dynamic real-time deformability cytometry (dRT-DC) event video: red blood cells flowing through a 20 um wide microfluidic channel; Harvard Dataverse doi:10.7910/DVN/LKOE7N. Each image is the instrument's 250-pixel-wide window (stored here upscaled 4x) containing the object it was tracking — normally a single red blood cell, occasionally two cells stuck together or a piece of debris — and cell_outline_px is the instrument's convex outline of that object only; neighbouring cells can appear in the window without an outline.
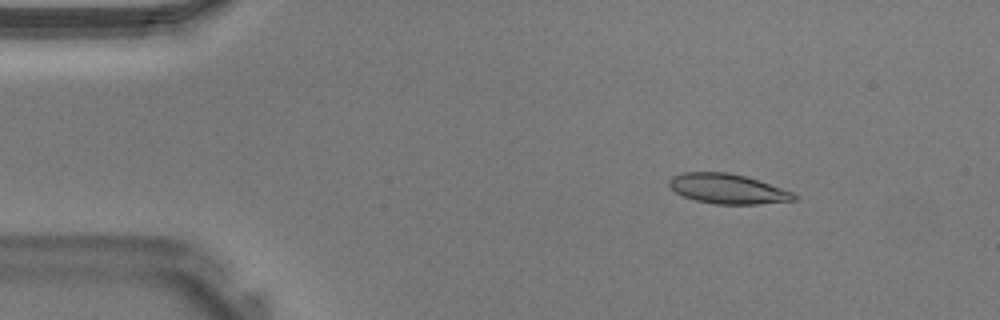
{"species": "Egyptian fruit bat (a non-hibernating species)", "species_latin": "Rousettus aegyptiacus", "temperature_condition": "warm", "stored_images_in_passage": 41, "camera_frame_rate_fps": 3000, "um_per_image_px": 0.085, "animal": {"sex": "male"}, "frame": {"image": 1, "passage_image": 6, "time_ms": 1.667, "image_size_px": [1000, 320], "cell_outline_px": [[800, 196], [796, 200], [760, 204], [716, 204], [696, 200], [684, 196], [676, 192], [668, 184], [668, 180], [672, 176], [684, 172], [728, 172], [744, 176], [792, 192]], "centroid_in_image_um": [61.84, 16.05], "position_along_channel_um": 23.2, "area_um2": 21.5}}
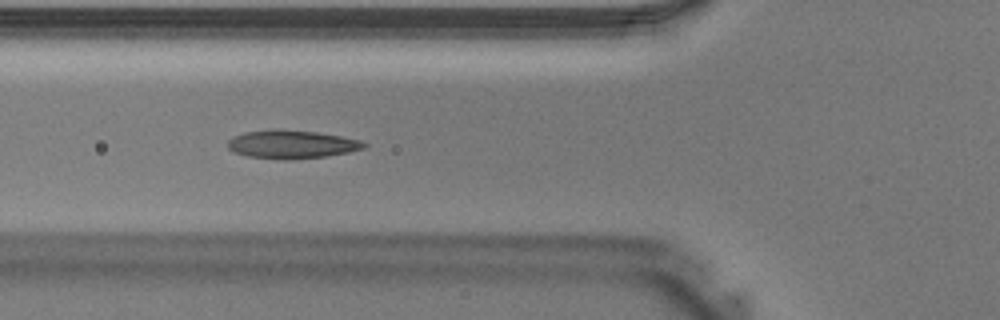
{"frame": {"image": 2, "passage_image": 15, "time_ms": 4.667, "image_size_px": [1000, 320], "cell_outline_px": [[368, 144], [364, 148], [348, 152], [324, 156], [288, 160], [284, 160], [248, 156], [236, 152], [228, 148], [228, 140], [232, 136], [244, 132], [272, 128], [276, 128], [316, 132], [340, 136], [360, 140]], "centroid_in_image_um": [24.76, 12.25], "position_along_channel_um": 101.0, "area_um2": 22.54}}
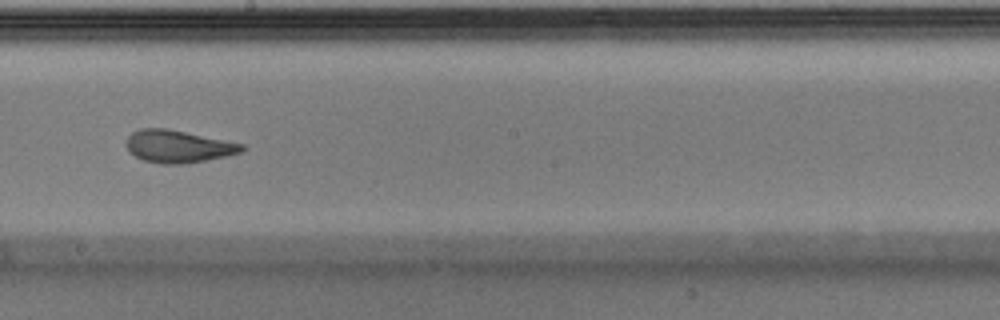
{"frame": {"image": 3, "passage_image": 23, "time_ms": 7.333, "image_size_px": [1000, 320], "cell_outline_px": [[244, 148], [240, 152], [224, 156], [184, 164], [160, 164], [144, 160], [128, 152], [128, 136], [132, 132], [140, 128], [168, 128], [244, 144]], "centroid_in_image_um": [15.11, 12.44], "position_along_channel_um": 233.1, "area_um2": 21.62}}